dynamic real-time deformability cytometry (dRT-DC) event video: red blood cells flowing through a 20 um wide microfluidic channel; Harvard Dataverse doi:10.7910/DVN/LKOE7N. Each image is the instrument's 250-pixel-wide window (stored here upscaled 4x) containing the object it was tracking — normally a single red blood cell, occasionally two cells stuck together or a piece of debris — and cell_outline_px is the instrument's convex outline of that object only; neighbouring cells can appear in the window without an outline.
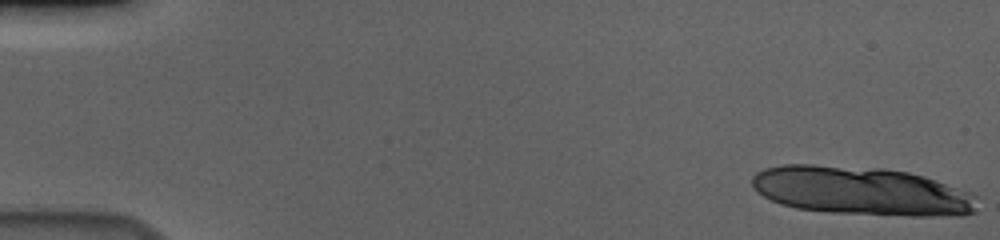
{"species": "human", "species_latin": "Homo sapiens", "temperature_condition": "cold", "stored_images_in_passage": 16, "camera_frame_rate_fps": 3000, "um_per_image_px": 0.085, "donor": {"sex": "male"}, "frame": {"image": 1, "passage_image": 1, "time_ms": 0.0, "image_size_px": [1000, 240], "cell_outline_px": [[976, 212], [960, 216], [908, 216], [832, 212], [796, 208], [780, 204], [756, 192], [752, 188], [752, 176], [756, 172], [764, 168], [784, 164], [812, 164], [884, 168], [908, 172], [924, 176], [968, 192], [976, 196]], "centroid_in_image_um": [73.19, 16.23], "position_along_channel_um": 11.8, "area_um2": 63.98}}